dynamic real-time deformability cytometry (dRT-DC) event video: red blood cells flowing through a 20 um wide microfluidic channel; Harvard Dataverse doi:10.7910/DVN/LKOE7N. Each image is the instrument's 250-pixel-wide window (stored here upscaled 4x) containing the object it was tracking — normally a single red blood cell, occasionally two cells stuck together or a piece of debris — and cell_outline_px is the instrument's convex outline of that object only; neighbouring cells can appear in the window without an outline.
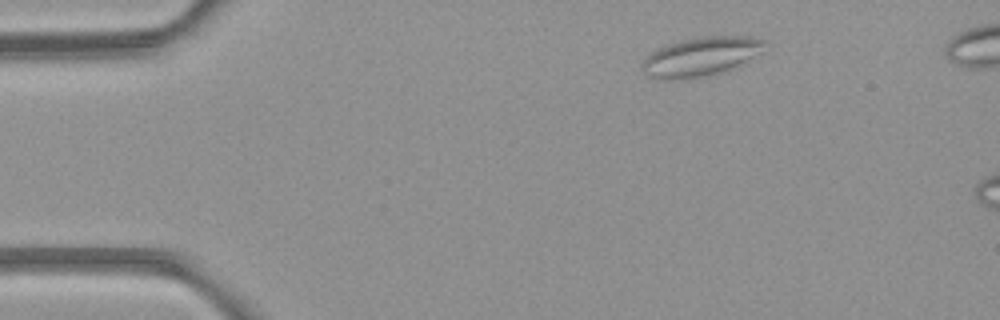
{"species": "common noctule bat (a hibernating species)", "species_latin": "Nyctalus noctula", "temperature_condition": "room temperature", "stored_images_in_passage": 4, "camera_frame_rate_fps": 3000, "um_per_image_px": 0.085, "animal": {"sex": "female", "body_mass_g": 21.9}, "frame": {"image": 1, "passage_image": 1, "time_ms": 0.0, "image_size_px": [1000, 320], "cell_outline_px": [[768, 40], [760, 52], [728, 68], [708, 76], [688, 80], [684, 80], [648, 76], [640, 68], [644, 60], [652, 52], [668, 44], [680, 40], [700, 36], [752, 36]], "centroid_in_image_um": [59.55, 4.79], "position_along_channel_um": 25.5, "area_um2": 27.28}}